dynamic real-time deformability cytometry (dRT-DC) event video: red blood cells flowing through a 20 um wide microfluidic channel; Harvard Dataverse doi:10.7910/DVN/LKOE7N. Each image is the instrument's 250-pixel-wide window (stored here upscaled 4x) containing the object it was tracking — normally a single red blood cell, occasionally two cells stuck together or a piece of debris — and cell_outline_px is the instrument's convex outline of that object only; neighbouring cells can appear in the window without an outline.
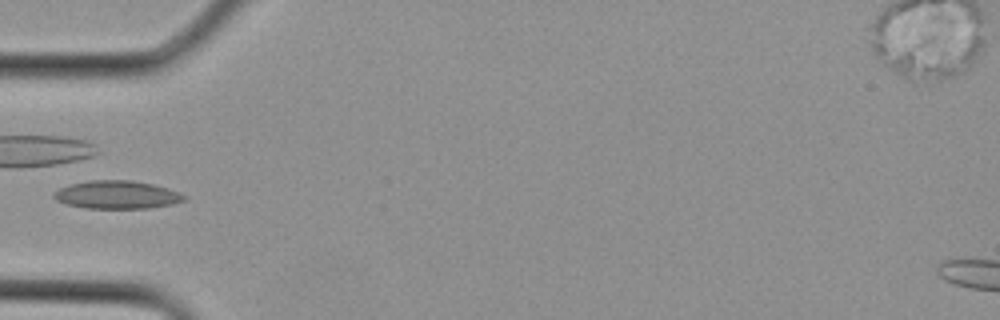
{"species": "Egyptian fruit bat (a non-hibernating species)", "species_latin": "Rousettus aegyptiacus", "temperature_condition": "cold", "stored_images_in_passage": 3, "camera_frame_rate_fps": 3000, "um_per_image_px": 0.085, "animal": {"sex": "female"}, "frame": {"image": 1, "passage_image": 3, "time_ms": 0.667, "image_size_px": [1000, 320], "cell_outline_px": [[188, 200], [172, 204], [148, 208], [84, 208], [68, 204], [56, 200], [52, 196], [52, 192], [68, 184], [88, 180], [132, 180], [152, 184], [168, 188], [188, 196]], "centroid_in_image_um": [9.94, 16.55], "position_along_channel_um": 75.1, "area_um2": 21.5}}